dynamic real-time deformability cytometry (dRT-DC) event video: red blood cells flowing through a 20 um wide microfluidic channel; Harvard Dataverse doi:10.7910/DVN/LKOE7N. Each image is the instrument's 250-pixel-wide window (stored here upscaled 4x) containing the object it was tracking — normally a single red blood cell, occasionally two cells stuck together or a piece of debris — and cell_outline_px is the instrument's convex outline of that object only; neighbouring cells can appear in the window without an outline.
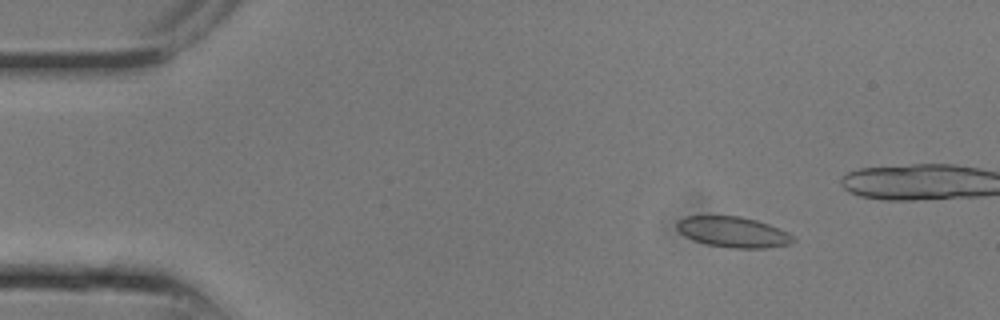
{"species": "common noctule bat (a hibernating species)", "species_latin": "Nyctalus noctula", "temperature_condition": "room temperature", "stored_images_in_passage": 21, "camera_frame_rate_fps": 3000, "um_per_image_px": 0.085, "animal": {"sex": "male", "body_mass_g": 13.3}, "frame": {"image": 1, "passage_image": 4, "time_ms": 1.0, "image_size_px": [1000, 320], "cell_outline_px": [[796, 240], [788, 244], [768, 248], [732, 248], [708, 244], [692, 240], [684, 236], [676, 228], [676, 220], [684, 216], [740, 216], [756, 220], [768, 224], [788, 232]], "centroid_in_image_um": [62.27, 19.72], "position_along_channel_um": 22.7, "area_um2": 20.81}}
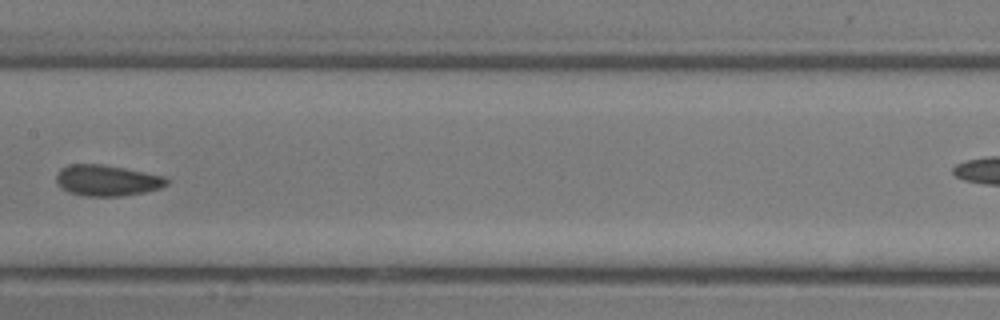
{"frame": {"image": 2, "passage_image": 13, "time_ms": 4.0, "image_size_px": [1000, 320], "cell_outline_px": [[168, 184], [160, 188], [144, 192], [120, 196], [84, 196], [68, 192], [56, 180], [56, 176], [60, 168], [68, 164], [104, 164], [164, 176], [168, 180]], "centroid_in_image_um": [9.09, 15.33], "position_along_channel_um": 198.3, "area_um2": 19.83}}
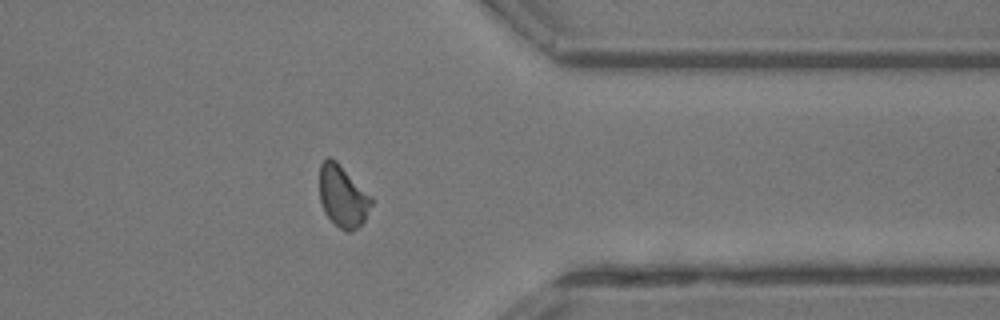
{"frame": {"image": 3, "passage_image": 20, "time_ms": 6.333, "image_size_px": [1000, 320], "cell_outline_px": [[376, 200], [364, 220], [352, 232], [344, 232], [324, 212], [320, 200], [320, 164], [328, 156], [336, 160]], "centroid_in_image_um": [29.17, 16.68], "position_along_channel_um": 382.2, "area_um2": 18.84}}